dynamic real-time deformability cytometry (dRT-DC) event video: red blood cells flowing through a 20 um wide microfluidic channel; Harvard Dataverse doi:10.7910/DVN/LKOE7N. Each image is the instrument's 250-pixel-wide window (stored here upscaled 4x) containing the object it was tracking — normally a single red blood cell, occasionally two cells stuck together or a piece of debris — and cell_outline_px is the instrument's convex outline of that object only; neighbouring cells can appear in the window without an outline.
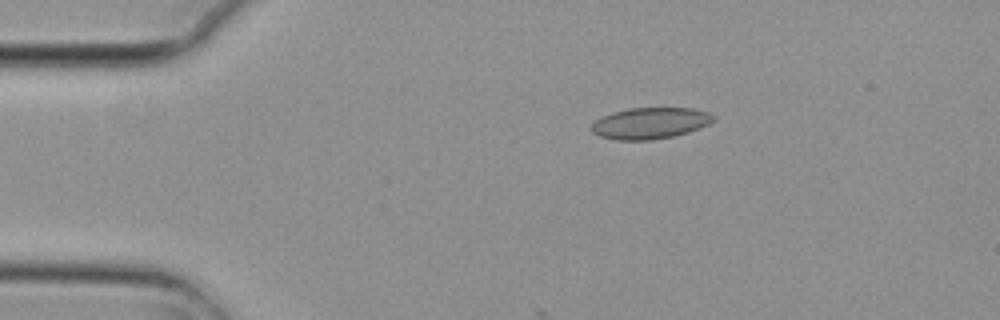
{"species": "common noctule bat (a hibernating species)", "species_latin": "Nyctalus noctula", "temperature_condition": "cold", "stored_images_in_passage": 5, "camera_frame_rate_fps": 3000, "um_per_image_px": 0.085, "animal": {"sex": "female", "body_mass_g": 29.2, "forearm_length_mm": 56.3}, "frame": {"image": 1, "passage_image": 3, "time_ms": 0.667, "image_size_px": [1000, 320], "cell_outline_px": [[716, 120], [700, 128], [688, 132], [672, 136], [652, 140], [616, 140], [600, 136], [592, 132], [592, 124], [596, 120], [612, 112], [628, 108], [692, 108], [708, 112], [716, 116]], "centroid_in_image_um": [55.29, 10.47], "position_along_channel_um": 29.7, "area_um2": 22.25}}
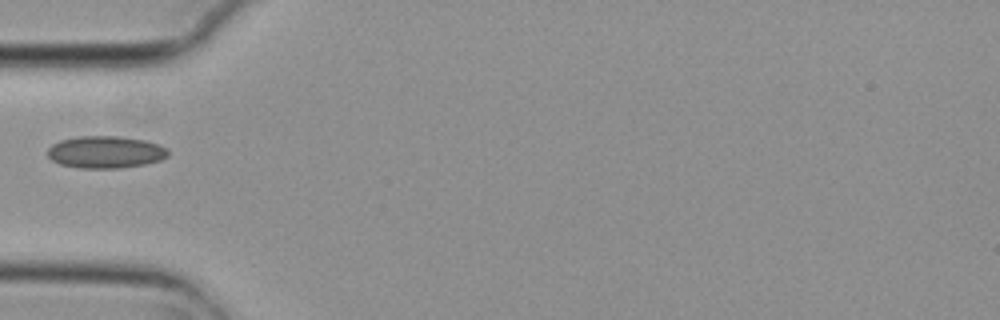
{"frame": {"image": 2, "passage_image": 5, "time_ms": 1.333, "image_size_px": [1000, 320], "cell_outline_px": [[168, 156], [160, 160], [144, 164], [120, 168], [80, 168], [60, 164], [52, 160], [48, 156], [48, 148], [52, 144], [60, 140], [80, 136], [120, 136], [144, 140], [160, 144], [168, 148]], "centroid_in_image_um": [8.98, 12.92], "position_along_channel_um": 76.0, "area_um2": 22.66}}